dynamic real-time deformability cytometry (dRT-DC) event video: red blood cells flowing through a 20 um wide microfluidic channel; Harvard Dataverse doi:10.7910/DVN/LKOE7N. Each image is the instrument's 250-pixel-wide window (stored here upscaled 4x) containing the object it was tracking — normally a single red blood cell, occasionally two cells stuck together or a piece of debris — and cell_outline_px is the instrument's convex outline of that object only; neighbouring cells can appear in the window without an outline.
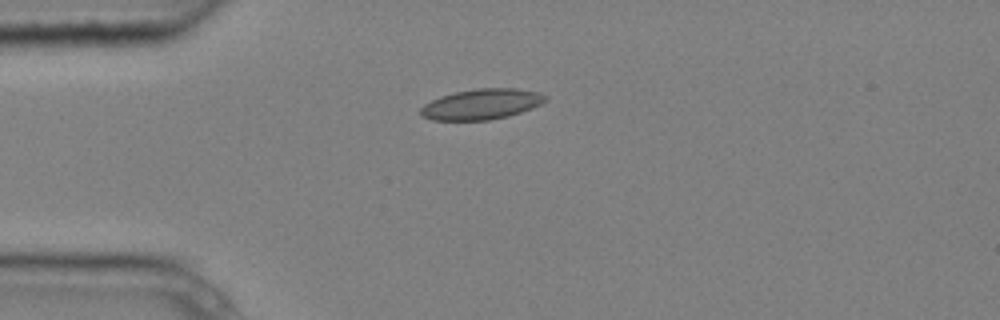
{"species": "common noctule bat (a hibernating species)", "species_latin": "Nyctalus noctula", "temperature_condition": "cold", "stored_images_in_passage": 7, "camera_frame_rate_fps": 3000, "um_per_image_px": 0.085, "animal": {"sex": "male", "body_mass_g": 20.4}, "frame": {"image": 1, "passage_image": 1, "time_ms": 0.0, "image_size_px": [1000, 320], "cell_outline_px": [[548, 100], [532, 108], [508, 116], [488, 120], [432, 120], [420, 116], [420, 108], [424, 104], [440, 96], [456, 92], [476, 88], [516, 88], [540, 92], [548, 96]], "centroid_in_image_um": [40.94, 8.85], "position_along_channel_um": 44.1, "area_um2": 22.31}}
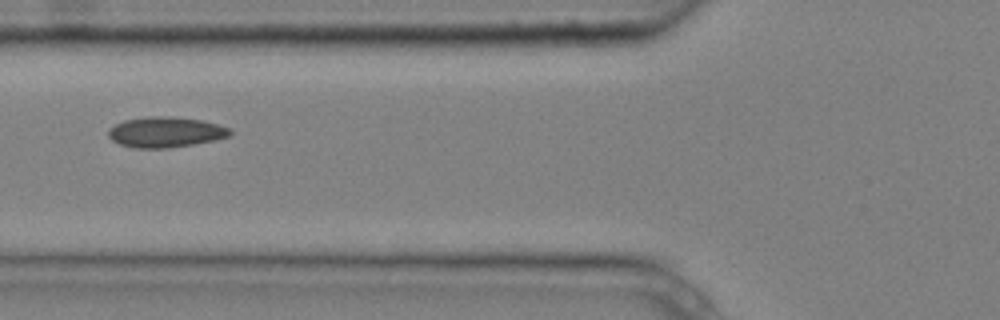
{"frame": {"image": 2, "passage_image": 3, "time_ms": 0.667, "image_size_px": [1000, 320], "cell_outline_px": [[232, 136], [216, 140], [168, 148], [136, 148], [120, 144], [112, 140], [108, 136], [108, 128], [124, 120], [148, 116], [168, 116], [200, 120], [220, 124], [228, 128], [232, 132]], "centroid_in_image_um": [14.08, 11.23], "position_along_channel_um": 111.7, "area_um2": 21.68}}
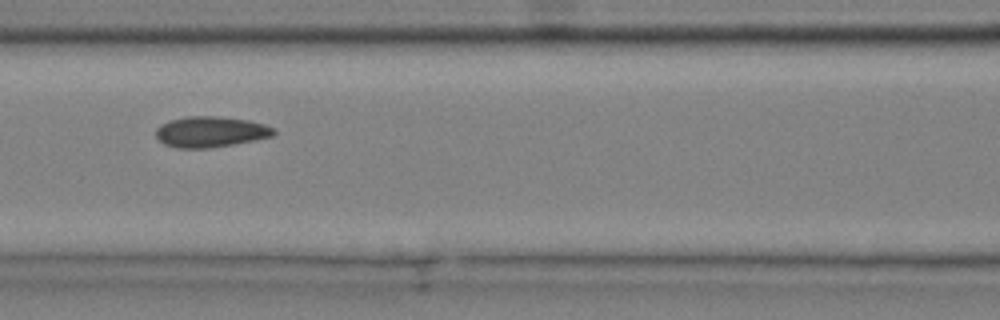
{"frame": {"image": 3, "passage_image": 4, "time_ms": 1.0, "image_size_px": [1000, 320], "cell_outline_px": [[276, 132], [272, 136], [232, 144], [208, 148], [176, 148], [164, 144], [156, 136], [156, 128], [160, 124], [168, 120], [188, 116], [216, 116], [248, 120], [264, 124], [276, 128]], "centroid_in_image_um": [17.87, 11.19], "position_along_channel_um": 148.7, "area_um2": 21.1}}